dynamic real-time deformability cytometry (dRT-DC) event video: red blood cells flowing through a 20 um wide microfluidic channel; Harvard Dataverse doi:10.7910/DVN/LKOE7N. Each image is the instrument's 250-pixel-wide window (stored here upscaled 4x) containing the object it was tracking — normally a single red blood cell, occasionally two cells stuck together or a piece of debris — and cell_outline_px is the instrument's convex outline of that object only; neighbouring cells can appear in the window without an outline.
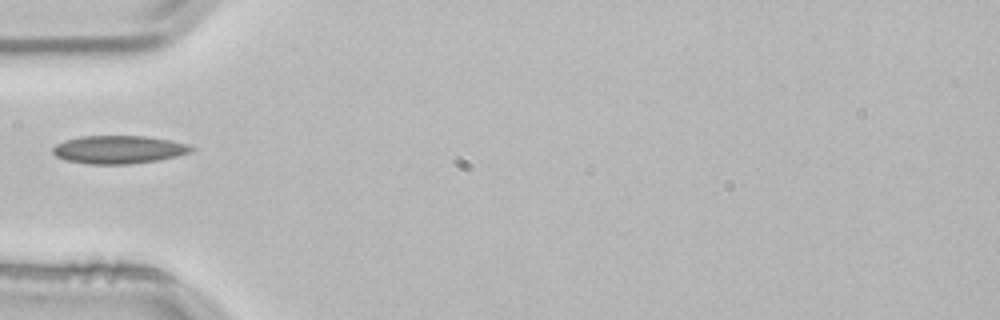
{"species": "common noctule bat (a hibernating species)", "species_latin": "Nyctalus noctula", "temperature_condition": "room temperature", "stored_images_in_passage": 1, "camera_frame_rate_fps": 3000, "um_per_image_px": 0.085, "animal": {"sex": "male", "body_mass_g": 21.5, "forearm_length_mm": 52.0}, "frame": {"image": 1, "passage_image": 1, "time_ms": 0.0, "image_size_px": [1000, 320], "cell_outline_px": [[196, 148], [188, 152], [176, 156], [156, 160], [128, 164], [88, 164], [68, 160], [56, 156], [52, 152], [52, 148], [56, 144], [64, 140], [80, 136], [148, 136], [188, 144]], "centroid_in_image_um": [10.06, 12.7], "position_along_channel_um": 74.9, "area_um2": 22.48}}